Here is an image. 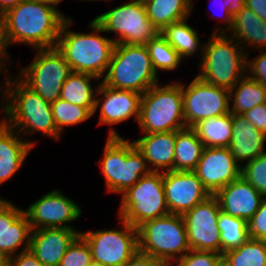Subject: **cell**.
<instances>
[{
    "label": "cell",
    "instance_id": "9",
    "mask_svg": "<svg viewBox=\"0 0 266 266\" xmlns=\"http://www.w3.org/2000/svg\"><path fill=\"white\" fill-rule=\"evenodd\" d=\"M167 214L169 209L164 193L162 171H151L122 193L118 215L135 228Z\"/></svg>",
    "mask_w": 266,
    "mask_h": 266
},
{
    "label": "cell",
    "instance_id": "37",
    "mask_svg": "<svg viewBox=\"0 0 266 266\" xmlns=\"http://www.w3.org/2000/svg\"><path fill=\"white\" fill-rule=\"evenodd\" d=\"M92 262L90 246L79 234L68 247L59 266H90Z\"/></svg>",
    "mask_w": 266,
    "mask_h": 266
},
{
    "label": "cell",
    "instance_id": "36",
    "mask_svg": "<svg viewBox=\"0 0 266 266\" xmlns=\"http://www.w3.org/2000/svg\"><path fill=\"white\" fill-rule=\"evenodd\" d=\"M241 177L266 197V152L242 166Z\"/></svg>",
    "mask_w": 266,
    "mask_h": 266
},
{
    "label": "cell",
    "instance_id": "34",
    "mask_svg": "<svg viewBox=\"0 0 266 266\" xmlns=\"http://www.w3.org/2000/svg\"><path fill=\"white\" fill-rule=\"evenodd\" d=\"M145 46L148 50L153 68L156 73H158V69L175 70L182 61V58L178 52L160 33Z\"/></svg>",
    "mask_w": 266,
    "mask_h": 266
},
{
    "label": "cell",
    "instance_id": "18",
    "mask_svg": "<svg viewBox=\"0 0 266 266\" xmlns=\"http://www.w3.org/2000/svg\"><path fill=\"white\" fill-rule=\"evenodd\" d=\"M96 92L97 95H104L101 98L96 97L94 109L95 113L104 98L100 106V124L113 125L128 120L132 116H135L138 121L142 94L131 90L114 89L102 83L99 84Z\"/></svg>",
    "mask_w": 266,
    "mask_h": 266
},
{
    "label": "cell",
    "instance_id": "26",
    "mask_svg": "<svg viewBox=\"0 0 266 266\" xmlns=\"http://www.w3.org/2000/svg\"><path fill=\"white\" fill-rule=\"evenodd\" d=\"M203 149V142L192 127L176 131L174 171H193Z\"/></svg>",
    "mask_w": 266,
    "mask_h": 266
},
{
    "label": "cell",
    "instance_id": "42",
    "mask_svg": "<svg viewBox=\"0 0 266 266\" xmlns=\"http://www.w3.org/2000/svg\"><path fill=\"white\" fill-rule=\"evenodd\" d=\"M243 115L256 129L266 133V103L253 107Z\"/></svg>",
    "mask_w": 266,
    "mask_h": 266
},
{
    "label": "cell",
    "instance_id": "24",
    "mask_svg": "<svg viewBox=\"0 0 266 266\" xmlns=\"http://www.w3.org/2000/svg\"><path fill=\"white\" fill-rule=\"evenodd\" d=\"M147 16L161 32L166 26L188 18L192 0H145Z\"/></svg>",
    "mask_w": 266,
    "mask_h": 266
},
{
    "label": "cell",
    "instance_id": "48",
    "mask_svg": "<svg viewBox=\"0 0 266 266\" xmlns=\"http://www.w3.org/2000/svg\"><path fill=\"white\" fill-rule=\"evenodd\" d=\"M219 2V1H218ZM221 8H223L225 12V17H223V21L227 24V29L225 30H229L232 28V21H233V16L229 13V9L226 7V4L223 0H221Z\"/></svg>",
    "mask_w": 266,
    "mask_h": 266
},
{
    "label": "cell",
    "instance_id": "38",
    "mask_svg": "<svg viewBox=\"0 0 266 266\" xmlns=\"http://www.w3.org/2000/svg\"><path fill=\"white\" fill-rule=\"evenodd\" d=\"M181 259L184 262V266H217L222 260V254L190 249Z\"/></svg>",
    "mask_w": 266,
    "mask_h": 266
},
{
    "label": "cell",
    "instance_id": "16",
    "mask_svg": "<svg viewBox=\"0 0 266 266\" xmlns=\"http://www.w3.org/2000/svg\"><path fill=\"white\" fill-rule=\"evenodd\" d=\"M32 230L41 228H72L66 225L82 214L81 208L73 200L54 190L32 203L27 210ZM64 223V224H63Z\"/></svg>",
    "mask_w": 266,
    "mask_h": 266
},
{
    "label": "cell",
    "instance_id": "41",
    "mask_svg": "<svg viewBox=\"0 0 266 266\" xmlns=\"http://www.w3.org/2000/svg\"><path fill=\"white\" fill-rule=\"evenodd\" d=\"M23 213L24 210L0 198V232L6 227V222H15Z\"/></svg>",
    "mask_w": 266,
    "mask_h": 266
},
{
    "label": "cell",
    "instance_id": "29",
    "mask_svg": "<svg viewBox=\"0 0 266 266\" xmlns=\"http://www.w3.org/2000/svg\"><path fill=\"white\" fill-rule=\"evenodd\" d=\"M100 80L88 73L73 72L63 83L60 99L69 103L87 107L93 114L96 97L92 89L91 79Z\"/></svg>",
    "mask_w": 266,
    "mask_h": 266
},
{
    "label": "cell",
    "instance_id": "55",
    "mask_svg": "<svg viewBox=\"0 0 266 266\" xmlns=\"http://www.w3.org/2000/svg\"><path fill=\"white\" fill-rule=\"evenodd\" d=\"M93 266H106V265L93 261Z\"/></svg>",
    "mask_w": 266,
    "mask_h": 266
},
{
    "label": "cell",
    "instance_id": "14",
    "mask_svg": "<svg viewBox=\"0 0 266 266\" xmlns=\"http://www.w3.org/2000/svg\"><path fill=\"white\" fill-rule=\"evenodd\" d=\"M220 210L217 198L210 195L183 215L190 249L220 253Z\"/></svg>",
    "mask_w": 266,
    "mask_h": 266
},
{
    "label": "cell",
    "instance_id": "53",
    "mask_svg": "<svg viewBox=\"0 0 266 266\" xmlns=\"http://www.w3.org/2000/svg\"><path fill=\"white\" fill-rule=\"evenodd\" d=\"M0 266H7V259L0 254Z\"/></svg>",
    "mask_w": 266,
    "mask_h": 266
},
{
    "label": "cell",
    "instance_id": "15",
    "mask_svg": "<svg viewBox=\"0 0 266 266\" xmlns=\"http://www.w3.org/2000/svg\"><path fill=\"white\" fill-rule=\"evenodd\" d=\"M242 165L231 155L229 147H204L193 172L210 195L241 177Z\"/></svg>",
    "mask_w": 266,
    "mask_h": 266
},
{
    "label": "cell",
    "instance_id": "51",
    "mask_svg": "<svg viewBox=\"0 0 266 266\" xmlns=\"http://www.w3.org/2000/svg\"><path fill=\"white\" fill-rule=\"evenodd\" d=\"M3 111L5 112L6 115V119L2 120V122L0 123V135L10 126L9 125V121H8V115L7 112L5 110V108L3 107Z\"/></svg>",
    "mask_w": 266,
    "mask_h": 266
},
{
    "label": "cell",
    "instance_id": "7",
    "mask_svg": "<svg viewBox=\"0 0 266 266\" xmlns=\"http://www.w3.org/2000/svg\"><path fill=\"white\" fill-rule=\"evenodd\" d=\"M151 86L141 96L138 123L144 134L186 128L181 83Z\"/></svg>",
    "mask_w": 266,
    "mask_h": 266
},
{
    "label": "cell",
    "instance_id": "17",
    "mask_svg": "<svg viewBox=\"0 0 266 266\" xmlns=\"http://www.w3.org/2000/svg\"><path fill=\"white\" fill-rule=\"evenodd\" d=\"M163 187L171 214L184 215L210 196L193 171H164Z\"/></svg>",
    "mask_w": 266,
    "mask_h": 266
},
{
    "label": "cell",
    "instance_id": "25",
    "mask_svg": "<svg viewBox=\"0 0 266 266\" xmlns=\"http://www.w3.org/2000/svg\"><path fill=\"white\" fill-rule=\"evenodd\" d=\"M233 38L241 44L257 46L259 49L266 48V22L262 21L247 6L233 16L232 28ZM239 39V40H238Z\"/></svg>",
    "mask_w": 266,
    "mask_h": 266
},
{
    "label": "cell",
    "instance_id": "45",
    "mask_svg": "<svg viewBox=\"0 0 266 266\" xmlns=\"http://www.w3.org/2000/svg\"><path fill=\"white\" fill-rule=\"evenodd\" d=\"M245 6L266 22V0H245Z\"/></svg>",
    "mask_w": 266,
    "mask_h": 266
},
{
    "label": "cell",
    "instance_id": "19",
    "mask_svg": "<svg viewBox=\"0 0 266 266\" xmlns=\"http://www.w3.org/2000/svg\"><path fill=\"white\" fill-rule=\"evenodd\" d=\"M79 234L73 228L32 230L29 249L44 266H59L68 247Z\"/></svg>",
    "mask_w": 266,
    "mask_h": 266
},
{
    "label": "cell",
    "instance_id": "20",
    "mask_svg": "<svg viewBox=\"0 0 266 266\" xmlns=\"http://www.w3.org/2000/svg\"><path fill=\"white\" fill-rule=\"evenodd\" d=\"M220 209L233 217L247 222L259 209L263 196L243 177H240L224 186L214 195Z\"/></svg>",
    "mask_w": 266,
    "mask_h": 266
},
{
    "label": "cell",
    "instance_id": "54",
    "mask_svg": "<svg viewBox=\"0 0 266 266\" xmlns=\"http://www.w3.org/2000/svg\"><path fill=\"white\" fill-rule=\"evenodd\" d=\"M217 266H228L225 261L222 259Z\"/></svg>",
    "mask_w": 266,
    "mask_h": 266
},
{
    "label": "cell",
    "instance_id": "22",
    "mask_svg": "<svg viewBox=\"0 0 266 266\" xmlns=\"http://www.w3.org/2000/svg\"><path fill=\"white\" fill-rule=\"evenodd\" d=\"M176 131L148 133L133 141L136 148L143 154L151 171L160 172V168L166 171L174 170Z\"/></svg>",
    "mask_w": 266,
    "mask_h": 266
},
{
    "label": "cell",
    "instance_id": "6",
    "mask_svg": "<svg viewBox=\"0 0 266 266\" xmlns=\"http://www.w3.org/2000/svg\"><path fill=\"white\" fill-rule=\"evenodd\" d=\"M106 189L113 193H124L142 176L151 172L143 154L133 142L125 140L114 130L109 131L104 156L101 162Z\"/></svg>",
    "mask_w": 266,
    "mask_h": 266
},
{
    "label": "cell",
    "instance_id": "5",
    "mask_svg": "<svg viewBox=\"0 0 266 266\" xmlns=\"http://www.w3.org/2000/svg\"><path fill=\"white\" fill-rule=\"evenodd\" d=\"M102 84L139 94L158 84L150 55L145 45L115 44Z\"/></svg>",
    "mask_w": 266,
    "mask_h": 266
},
{
    "label": "cell",
    "instance_id": "4",
    "mask_svg": "<svg viewBox=\"0 0 266 266\" xmlns=\"http://www.w3.org/2000/svg\"><path fill=\"white\" fill-rule=\"evenodd\" d=\"M225 32L216 29L201 47L203 58L198 77L206 83L230 90L246 75L248 53H242L243 45L239 47L238 42L233 37H227Z\"/></svg>",
    "mask_w": 266,
    "mask_h": 266
},
{
    "label": "cell",
    "instance_id": "8",
    "mask_svg": "<svg viewBox=\"0 0 266 266\" xmlns=\"http://www.w3.org/2000/svg\"><path fill=\"white\" fill-rule=\"evenodd\" d=\"M137 229L138 250L160 261L181 258L190 250L183 215L169 213L146 221Z\"/></svg>",
    "mask_w": 266,
    "mask_h": 266
},
{
    "label": "cell",
    "instance_id": "13",
    "mask_svg": "<svg viewBox=\"0 0 266 266\" xmlns=\"http://www.w3.org/2000/svg\"><path fill=\"white\" fill-rule=\"evenodd\" d=\"M123 229L80 232L88 242L92 261L123 266L138 250V229L121 219Z\"/></svg>",
    "mask_w": 266,
    "mask_h": 266
},
{
    "label": "cell",
    "instance_id": "30",
    "mask_svg": "<svg viewBox=\"0 0 266 266\" xmlns=\"http://www.w3.org/2000/svg\"><path fill=\"white\" fill-rule=\"evenodd\" d=\"M32 228L28 217L23 213L15 222H6V227L0 232V254L7 260L15 255L18 247L24 241L23 251L29 249Z\"/></svg>",
    "mask_w": 266,
    "mask_h": 266
},
{
    "label": "cell",
    "instance_id": "50",
    "mask_svg": "<svg viewBox=\"0 0 266 266\" xmlns=\"http://www.w3.org/2000/svg\"><path fill=\"white\" fill-rule=\"evenodd\" d=\"M28 1L46 4V5H49L53 8H55L56 5H58L62 0H28Z\"/></svg>",
    "mask_w": 266,
    "mask_h": 266
},
{
    "label": "cell",
    "instance_id": "35",
    "mask_svg": "<svg viewBox=\"0 0 266 266\" xmlns=\"http://www.w3.org/2000/svg\"><path fill=\"white\" fill-rule=\"evenodd\" d=\"M51 109L59 133L64 130V126L81 123L93 116L87 107L72 104L60 98L51 103Z\"/></svg>",
    "mask_w": 266,
    "mask_h": 266
},
{
    "label": "cell",
    "instance_id": "28",
    "mask_svg": "<svg viewBox=\"0 0 266 266\" xmlns=\"http://www.w3.org/2000/svg\"><path fill=\"white\" fill-rule=\"evenodd\" d=\"M231 99L233 106L230 107V112L243 114L257 105L266 103V86L245 75L230 89V101Z\"/></svg>",
    "mask_w": 266,
    "mask_h": 266
},
{
    "label": "cell",
    "instance_id": "1",
    "mask_svg": "<svg viewBox=\"0 0 266 266\" xmlns=\"http://www.w3.org/2000/svg\"><path fill=\"white\" fill-rule=\"evenodd\" d=\"M68 19L49 5L23 0L0 16V42L25 43L36 49L55 47L64 21Z\"/></svg>",
    "mask_w": 266,
    "mask_h": 266
},
{
    "label": "cell",
    "instance_id": "47",
    "mask_svg": "<svg viewBox=\"0 0 266 266\" xmlns=\"http://www.w3.org/2000/svg\"><path fill=\"white\" fill-rule=\"evenodd\" d=\"M23 0H0V16L9 9L17 6Z\"/></svg>",
    "mask_w": 266,
    "mask_h": 266
},
{
    "label": "cell",
    "instance_id": "11",
    "mask_svg": "<svg viewBox=\"0 0 266 266\" xmlns=\"http://www.w3.org/2000/svg\"><path fill=\"white\" fill-rule=\"evenodd\" d=\"M36 52L32 63L22 68L19 79L46 102L53 103L60 98L63 83L73 71L56 46L36 49Z\"/></svg>",
    "mask_w": 266,
    "mask_h": 266
},
{
    "label": "cell",
    "instance_id": "21",
    "mask_svg": "<svg viewBox=\"0 0 266 266\" xmlns=\"http://www.w3.org/2000/svg\"><path fill=\"white\" fill-rule=\"evenodd\" d=\"M232 137L229 149L236 162L249 161L264 152L266 133L256 129L243 114L232 113Z\"/></svg>",
    "mask_w": 266,
    "mask_h": 266
},
{
    "label": "cell",
    "instance_id": "27",
    "mask_svg": "<svg viewBox=\"0 0 266 266\" xmlns=\"http://www.w3.org/2000/svg\"><path fill=\"white\" fill-rule=\"evenodd\" d=\"M232 113L199 121L193 129L204 147H229L232 137Z\"/></svg>",
    "mask_w": 266,
    "mask_h": 266
},
{
    "label": "cell",
    "instance_id": "43",
    "mask_svg": "<svg viewBox=\"0 0 266 266\" xmlns=\"http://www.w3.org/2000/svg\"><path fill=\"white\" fill-rule=\"evenodd\" d=\"M7 266H44L30 249L21 251L7 260Z\"/></svg>",
    "mask_w": 266,
    "mask_h": 266
},
{
    "label": "cell",
    "instance_id": "31",
    "mask_svg": "<svg viewBox=\"0 0 266 266\" xmlns=\"http://www.w3.org/2000/svg\"><path fill=\"white\" fill-rule=\"evenodd\" d=\"M218 229L220 230V253L237 249L249 237L248 222L242 218L233 217L220 210L218 218Z\"/></svg>",
    "mask_w": 266,
    "mask_h": 266
},
{
    "label": "cell",
    "instance_id": "23",
    "mask_svg": "<svg viewBox=\"0 0 266 266\" xmlns=\"http://www.w3.org/2000/svg\"><path fill=\"white\" fill-rule=\"evenodd\" d=\"M14 130L9 126L0 135V185L19 170L35 145L34 141H22L18 137L19 133Z\"/></svg>",
    "mask_w": 266,
    "mask_h": 266
},
{
    "label": "cell",
    "instance_id": "10",
    "mask_svg": "<svg viewBox=\"0 0 266 266\" xmlns=\"http://www.w3.org/2000/svg\"><path fill=\"white\" fill-rule=\"evenodd\" d=\"M104 32L119 34L115 44L146 45L160 32L147 16L144 2L131 0L93 19Z\"/></svg>",
    "mask_w": 266,
    "mask_h": 266
},
{
    "label": "cell",
    "instance_id": "3",
    "mask_svg": "<svg viewBox=\"0 0 266 266\" xmlns=\"http://www.w3.org/2000/svg\"><path fill=\"white\" fill-rule=\"evenodd\" d=\"M8 78L4 89L8 99L3 102V107L10 127L23 133L22 135L40 131L51 138L59 139L60 133L54 121L51 103L46 102L21 79L12 82L11 77Z\"/></svg>",
    "mask_w": 266,
    "mask_h": 266
},
{
    "label": "cell",
    "instance_id": "12",
    "mask_svg": "<svg viewBox=\"0 0 266 266\" xmlns=\"http://www.w3.org/2000/svg\"><path fill=\"white\" fill-rule=\"evenodd\" d=\"M186 127L230 112V90L206 83L196 76L187 86L181 84Z\"/></svg>",
    "mask_w": 266,
    "mask_h": 266
},
{
    "label": "cell",
    "instance_id": "40",
    "mask_svg": "<svg viewBox=\"0 0 266 266\" xmlns=\"http://www.w3.org/2000/svg\"><path fill=\"white\" fill-rule=\"evenodd\" d=\"M246 69L252 74L249 76L250 78L266 86V52H261L251 61L247 59Z\"/></svg>",
    "mask_w": 266,
    "mask_h": 266
},
{
    "label": "cell",
    "instance_id": "39",
    "mask_svg": "<svg viewBox=\"0 0 266 266\" xmlns=\"http://www.w3.org/2000/svg\"><path fill=\"white\" fill-rule=\"evenodd\" d=\"M249 237L255 240H266V197L260 203L259 209L248 221Z\"/></svg>",
    "mask_w": 266,
    "mask_h": 266
},
{
    "label": "cell",
    "instance_id": "44",
    "mask_svg": "<svg viewBox=\"0 0 266 266\" xmlns=\"http://www.w3.org/2000/svg\"><path fill=\"white\" fill-rule=\"evenodd\" d=\"M160 260L139 250L123 266H158Z\"/></svg>",
    "mask_w": 266,
    "mask_h": 266
},
{
    "label": "cell",
    "instance_id": "46",
    "mask_svg": "<svg viewBox=\"0 0 266 266\" xmlns=\"http://www.w3.org/2000/svg\"><path fill=\"white\" fill-rule=\"evenodd\" d=\"M226 7L229 9V13L234 16L242 10L245 6V0H223Z\"/></svg>",
    "mask_w": 266,
    "mask_h": 266
},
{
    "label": "cell",
    "instance_id": "49",
    "mask_svg": "<svg viewBox=\"0 0 266 266\" xmlns=\"http://www.w3.org/2000/svg\"><path fill=\"white\" fill-rule=\"evenodd\" d=\"M173 261H176V265H173ZM158 266H184V262L181 258H167L161 260Z\"/></svg>",
    "mask_w": 266,
    "mask_h": 266
},
{
    "label": "cell",
    "instance_id": "2",
    "mask_svg": "<svg viewBox=\"0 0 266 266\" xmlns=\"http://www.w3.org/2000/svg\"><path fill=\"white\" fill-rule=\"evenodd\" d=\"M72 20L66 19L62 24L56 42L57 49L62 53L73 72L103 76L111 61L115 42L110 38L98 35L103 29L93 20L90 26L92 34L67 31Z\"/></svg>",
    "mask_w": 266,
    "mask_h": 266
},
{
    "label": "cell",
    "instance_id": "32",
    "mask_svg": "<svg viewBox=\"0 0 266 266\" xmlns=\"http://www.w3.org/2000/svg\"><path fill=\"white\" fill-rule=\"evenodd\" d=\"M186 20L172 23L160 32L181 58L193 55L200 45L196 30Z\"/></svg>",
    "mask_w": 266,
    "mask_h": 266
},
{
    "label": "cell",
    "instance_id": "52",
    "mask_svg": "<svg viewBox=\"0 0 266 266\" xmlns=\"http://www.w3.org/2000/svg\"><path fill=\"white\" fill-rule=\"evenodd\" d=\"M6 49L7 48L0 42V71H1V67L3 66V64H5L2 62L4 57L8 56ZM1 58H2V60H1Z\"/></svg>",
    "mask_w": 266,
    "mask_h": 266
},
{
    "label": "cell",
    "instance_id": "33",
    "mask_svg": "<svg viewBox=\"0 0 266 266\" xmlns=\"http://www.w3.org/2000/svg\"><path fill=\"white\" fill-rule=\"evenodd\" d=\"M222 259L228 266H266V240L249 238L237 249L224 253Z\"/></svg>",
    "mask_w": 266,
    "mask_h": 266
}]
</instances>
